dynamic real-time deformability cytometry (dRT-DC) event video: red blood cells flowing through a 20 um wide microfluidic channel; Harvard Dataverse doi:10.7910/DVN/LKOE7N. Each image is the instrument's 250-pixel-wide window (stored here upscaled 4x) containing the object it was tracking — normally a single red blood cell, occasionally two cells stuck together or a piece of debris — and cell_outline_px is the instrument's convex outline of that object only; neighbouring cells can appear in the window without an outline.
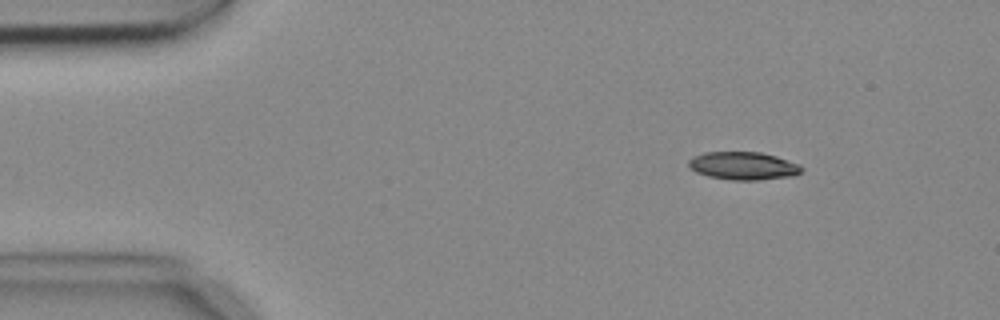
{"species": "common noctule bat (a hibernating species)", "species_latin": "Nyctalus noctula", "temperature_condition": "cold", "stored_images_in_passage": 5, "camera_frame_rate_fps": 3000, "um_per_image_px": 0.085, "animal": {"sex": "female", "body_mass_g": 18.4}, "frame": {"image": 1, "passage_image": 2, "time_ms": 0.333, "image_size_px": [1000, 320], "cell_outline_px": [[804, 168], [796, 176], [756, 180], [732, 180], [708, 176], [696, 172], [688, 168], [688, 160], [692, 156], [704, 152], [760, 152], [776, 156], [800, 164]], "centroid_in_image_um": [63.17, 14.09], "position_along_channel_um": 21.8, "area_um2": 18.61}}
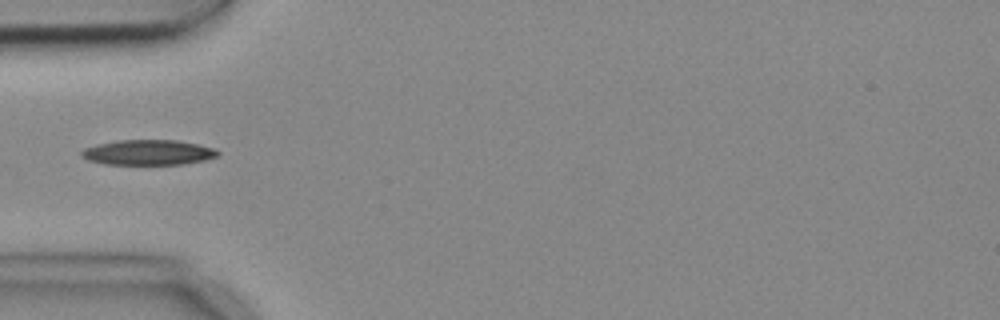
{"frame": {"image": 2, "passage_image": 5, "time_ms": 1.333, "image_size_px": [1000, 320], "cell_outline_px": [[220, 152], [216, 156], [204, 160], [184, 164], [104, 164], [88, 160], [80, 156], [80, 152], [84, 148], [96, 144], [120, 140], [176, 140], [196, 144], [212, 148]], "centroid_in_image_um": [12.54, 12.96], "position_along_channel_um": 72.5, "area_um2": 19.88}}